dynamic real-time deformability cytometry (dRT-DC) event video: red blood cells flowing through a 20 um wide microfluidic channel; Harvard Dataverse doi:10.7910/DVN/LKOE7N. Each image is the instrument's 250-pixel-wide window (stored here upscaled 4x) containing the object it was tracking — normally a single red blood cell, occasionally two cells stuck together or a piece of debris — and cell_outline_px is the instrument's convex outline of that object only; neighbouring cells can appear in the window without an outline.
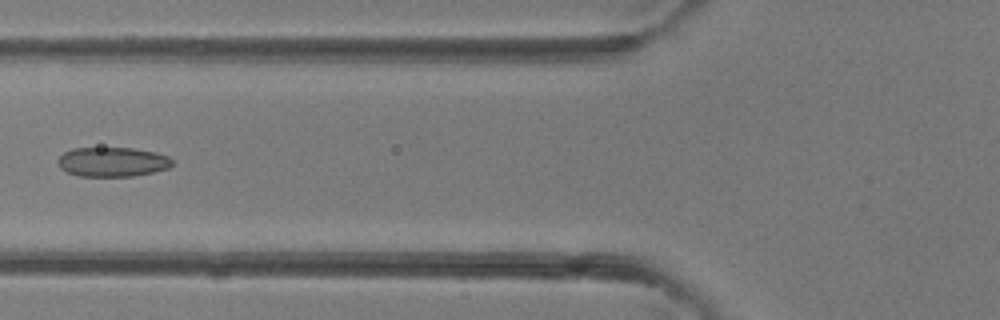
{"species": "common noctule bat (a hibernating species)", "species_latin": "Nyctalus noctula", "temperature_condition": "room temperature", "stored_images_in_passage": 42, "camera_frame_rate_fps": 3000, "um_per_image_px": 0.085, "animal": {"sex": "female"}, "frame": {"image": 1, "passage_image": 17, "time_ms": 5.333, "image_size_px": [1000, 320], "cell_outline_px": [[172, 164], [168, 168], [152, 172], [132, 176], [80, 176], [68, 172], [60, 168], [56, 160], [64, 152], [72, 148], [136, 148], [156, 152], [168, 156], [172, 160]], "centroid_in_image_um": [9.54, 13.75], "position_along_channel_um": 116.3, "area_um2": 19.65}}
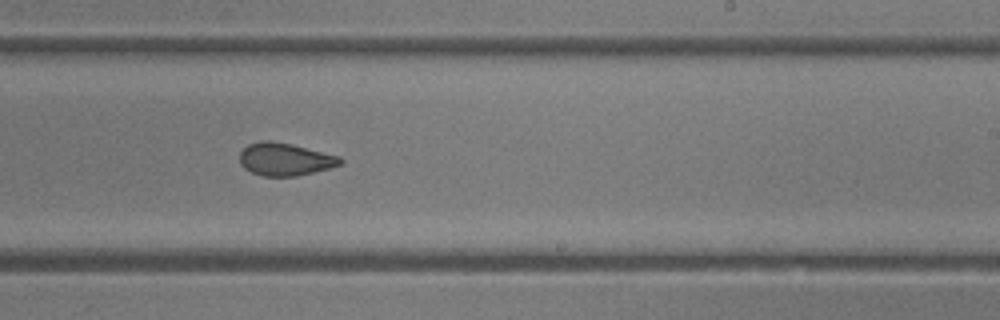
{"frame": {"image": 2, "passage_image": 26, "time_ms": 8.333, "image_size_px": [1000, 320], "cell_outline_px": [[344, 160], [340, 164], [328, 168], [296, 176], [260, 176], [244, 168], [240, 164], [240, 152], [248, 144], [260, 140], [268, 140], [292, 144], [340, 156]], "centroid_in_image_um": [24.2, 13.53], "position_along_channel_um": 264.8, "area_um2": 19.13}}
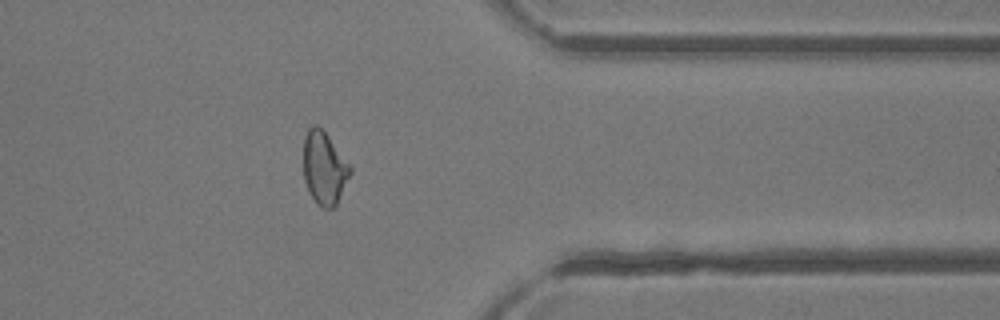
{"frame": {"image": 3, "passage_image": 34, "time_ms": 11.0, "image_size_px": [1000, 320], "cell_outline_px": [[352, 172], [336, 204], [332, 208], [324, 208], [312, 196], [304, 180], [304, 136], [308, 128], [312, 124], [316, 124], [328, 136], [352, 168]], "centroid_in_image_um": [27.56, 14.25], "position_along_channel_um": 383.8, "area_um2": 19.42}}